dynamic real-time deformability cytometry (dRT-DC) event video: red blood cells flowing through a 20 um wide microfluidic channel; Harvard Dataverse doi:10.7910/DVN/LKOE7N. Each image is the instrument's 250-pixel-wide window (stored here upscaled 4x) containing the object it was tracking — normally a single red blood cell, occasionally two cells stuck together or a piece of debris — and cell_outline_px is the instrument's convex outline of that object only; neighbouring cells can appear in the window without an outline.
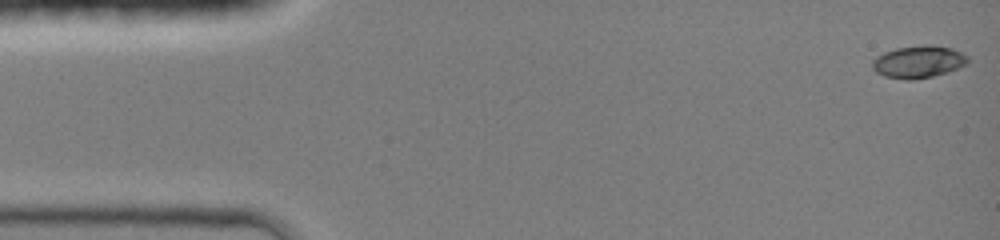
{"species": "common noctule bat (a hibernating species)", "species_latin": "Nyctalus noctula", "temperature_condition": "room temperature", "stored_images_in_passage": 45, "camera_frame_rate_fps": 3000, "um_per_image_px": 0.085, "animal": {"sex": "female", "body_mass_g": 19.0, "forearm_length_mm": 51.5}, "frame": {"image": 1, "passage_image": 1, "time_ms": 0.0, "image_size_px": [1000, 240], "cell_outline_px": [[968, 64], [948, 72], [932, 76], [912, 80], [908, 80], [884, 76], [876, 72], [872, 68], [872, 60], [876, 56], [884, 52], [896, 48], [928, 44], [952, 48], [968, 56]], "centroid_in_image_um": [78.06, 5.25], "position_along_channel_um": 6.9, "area_um2": 18.03}}
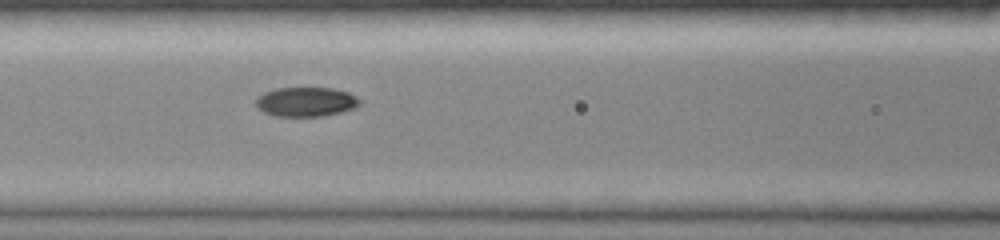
{"frame": {"image": 2, "passage_image": 19, "time_ms": 6.0, "image_size_px": [1000, 240], "cell_outline_px": [[360, 104], [356, 108], [324, 116], [276, 116], [264, 112], [256, 108], [256, 96], [264, 92], [276, 88], [332, 88], [348, 92], [356, 96], [360, 100]], "centroid_in_image_um": [25.99, 8.65], "position_along_channel_um": 140.6, "area_um2": 17.92}}
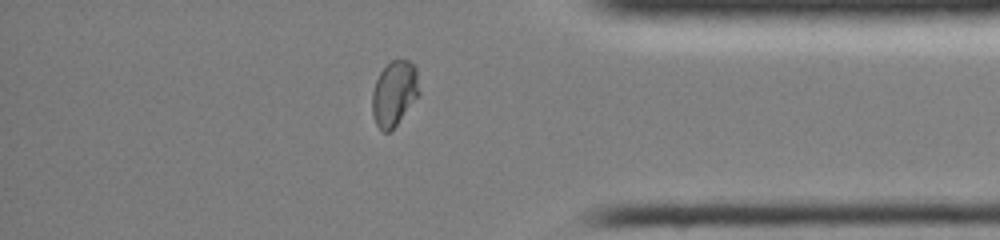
{"frame": {"image": 3, "passage_image": 38, "time_ms": 12.333, "image_size_px": [1000, 240], "cell_outline_px": [[420, 96], [396, 124], [388, 132], [384, 132], [376, 124], [372, 116], [372, 92], [376, 80], [380, 72], [392, 60], [408, 60], [416, 68], [420, 92]], "centroid_in_image_um": [33.52, 7.94], "position_along_channel_um": 401.7, "area_um2": 17.8}, "authors_computed_cell_mechanics": {"area_um2": 18.0336, "velocity_mm_per_s": 4.2604, "shape_relaxation_time_tau1_ms": 7.2893, "shape_relaxation_time_tau2_ms": 1.167, "deformation_change_tau1": 0.2514, "deformation_change_tau2": 0.026}}